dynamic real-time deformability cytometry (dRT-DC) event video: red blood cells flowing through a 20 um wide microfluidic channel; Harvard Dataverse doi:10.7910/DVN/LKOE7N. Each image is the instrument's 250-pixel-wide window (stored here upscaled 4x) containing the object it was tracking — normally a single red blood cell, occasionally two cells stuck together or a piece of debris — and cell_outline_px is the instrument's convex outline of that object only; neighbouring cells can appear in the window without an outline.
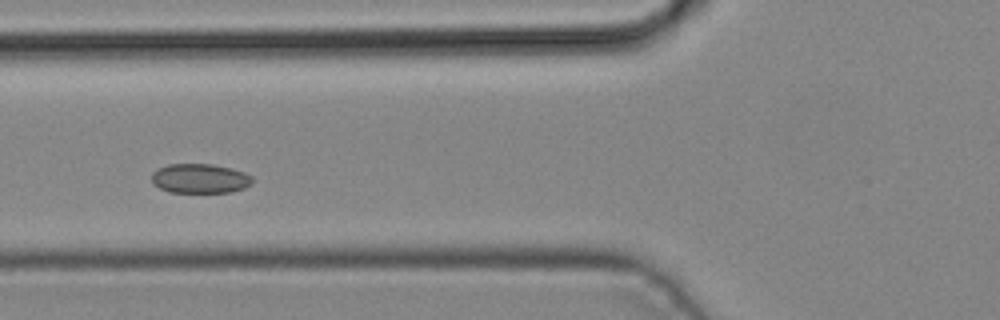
{"species": "common noctule bat (a hibernating species)", "species_latin": "Nyctalus noctula", "temperature_condition": "cold", "stored_images_in_passage": 4, "camera_frame_rate_fps": 3000, "um_per_image_px": 0.085, "animal": {"sex": "male", "body_mass_g": 19.2, "forearm_length_mm": 51.8}, "frame": {"image": 1, "passage_image": 4, "time_ms": 1.0, "image_size_px": [1000, 320], "cell_outline_px": [[252, 184], [244, 188], [232, 192], [168, 192], [152, 184], [152, 172], [156, 168], [168, 164], [212, 164], [232, 168], [244, 172], [252, 176]], "centroid_in_image_um": [16.98, 15.17], "position_along_channel_um": 108.8, "area_um2": 17.51}}